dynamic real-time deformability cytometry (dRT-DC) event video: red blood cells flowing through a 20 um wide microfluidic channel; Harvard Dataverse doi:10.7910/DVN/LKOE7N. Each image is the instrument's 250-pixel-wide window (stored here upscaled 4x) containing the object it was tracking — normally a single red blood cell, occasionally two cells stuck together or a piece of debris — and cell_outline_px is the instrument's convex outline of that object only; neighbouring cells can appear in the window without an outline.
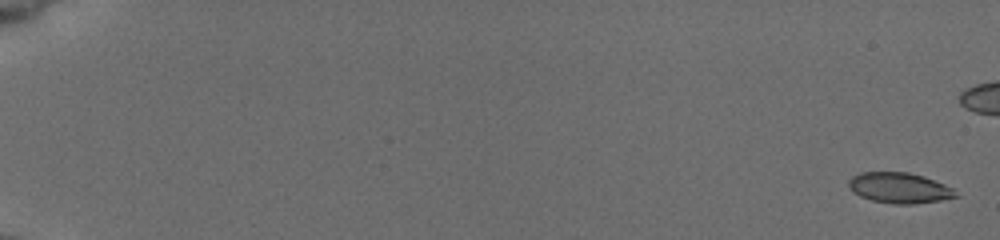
{"species": "common noctule bat (a hibernating species)", "species_latin": "Nyctalus noctula", "temperature_condition": "cold", "stored_images_in_passage": 34, "camera_frame_rate_fps": 3000, "um_per_image_px": 0.085, "animal": {"sex": "female", "body_mass_g": 19.5, "forearm_length_mm": 54.1}, "frame": {"image": 1, "passage_image": 2, "time_ms": 0.333, "image_size_px": [1000, 240], "cell_outline_px": [[960, 196], [940, 200], [912, 204], [892, 204], [872, 200], [860, 196], [852, 192], [848, 184], [848, 180], [852, 176], [860, 172], [908, 172], [924, 176], [944, 184], [952, 188]], "centroid_in_image_um": [76.43, 15.97], "position_along_channel_um": 8.6, "area_um2": 19.13}}
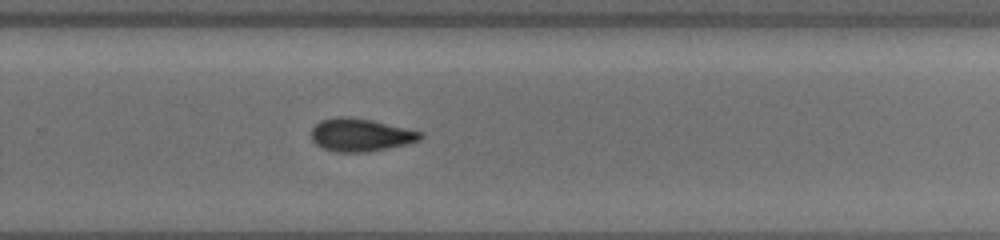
{"frame": {"image": 2, "passage_image": 26, "time_ms": 8.333, "image_size_px": [1000, 240], "cell_outline_px": [[424, 136], [420, 140], [408, 144], [368, 152], [336, 152], [324, 148], [316, 144], [312, 140], [312, 128], [320, 120], [336, 116], [348, 116], [372, 120], [408, 128], [424, 132]], "centroid_in_image_um": [30.68, 11.46], "position_along_channel_um": 299.1, "area_um2": 21.15}}
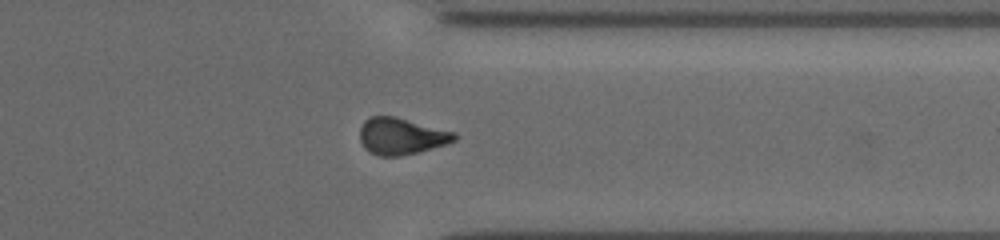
{"frame": {"image": 3, "passage_image": 29, "time_ms": 9.333, "image_size_px": [1000, 240], "cell_outline_px": [[460, 136], [456, 140], [420, 152], [400, 156], [380, 156], [368, 152], [364, 148], [360, 140], [360, 128], [364, 120], [372, 116], [396, 116], [456, 132]], "centroid_in_image_um": [34.12, 11.57], "position_along_channel_um": 377.3, "area_um2": 20.46}}